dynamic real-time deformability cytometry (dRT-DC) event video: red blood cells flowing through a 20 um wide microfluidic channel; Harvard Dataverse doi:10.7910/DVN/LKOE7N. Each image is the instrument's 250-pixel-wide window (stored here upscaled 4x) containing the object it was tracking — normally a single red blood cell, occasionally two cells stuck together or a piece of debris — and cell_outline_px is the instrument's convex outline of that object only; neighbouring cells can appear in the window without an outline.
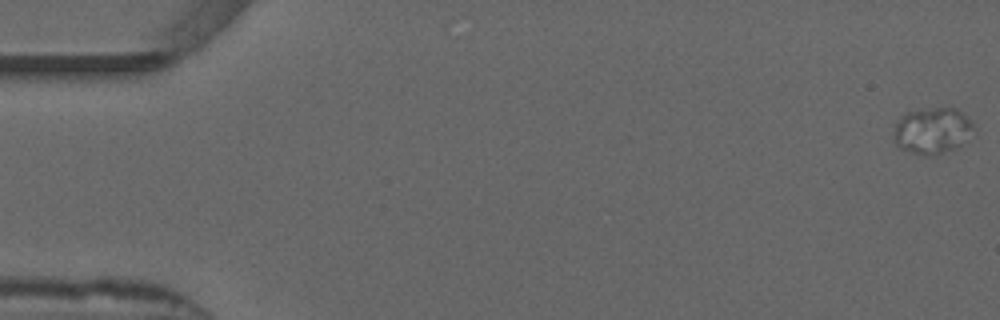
{"species": "common noctule bat (a hibernating species)", "species_latin": "Nyctalus noctula", "temperature_condition": "warm", "stored_images_in_passage": 15, "camera_frame_rate_fps": 3000, "um_per_image_px": 0.085, "animal": {"sex": "male", "forearm_length_mm": 52.5}, "frame": {"image": 1, "passage_image": 1, "time_ms": 0.0, "image_size_px": [1000, 320], "cell_outline_px": [[976, 128], [960, 144], [944, 152], [928, 156], [924, 156], [900, 148], [892, 140], [896, 124], [908, 112], [932, 108], [956, 108], [964, 112], [972, 120]], "centroid_in_image_um": [79.27, 11.1], "position_along_channel_um": 5.7, "area_um2": 21.33}}
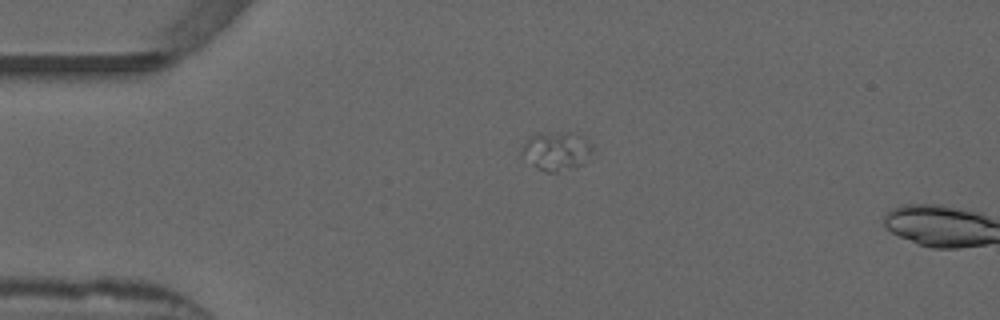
{"frame": {"image": 2, "passage_image": 13, "time_ms": 4.0, "image_size_px": [1000, 320], "cell_outline_px": [[592, 148], [580, 164], [572, 168], [556, 172], [544, 172], [536, 168], [520, 156], [524, 144], [528, 136], [536, 132], [568, 132], [580, 136], [592, 144]], "centroid_in_image_um": [47.19, 12.82], "position_along_channel_um": 37.8, "area_um2": 15.84}}